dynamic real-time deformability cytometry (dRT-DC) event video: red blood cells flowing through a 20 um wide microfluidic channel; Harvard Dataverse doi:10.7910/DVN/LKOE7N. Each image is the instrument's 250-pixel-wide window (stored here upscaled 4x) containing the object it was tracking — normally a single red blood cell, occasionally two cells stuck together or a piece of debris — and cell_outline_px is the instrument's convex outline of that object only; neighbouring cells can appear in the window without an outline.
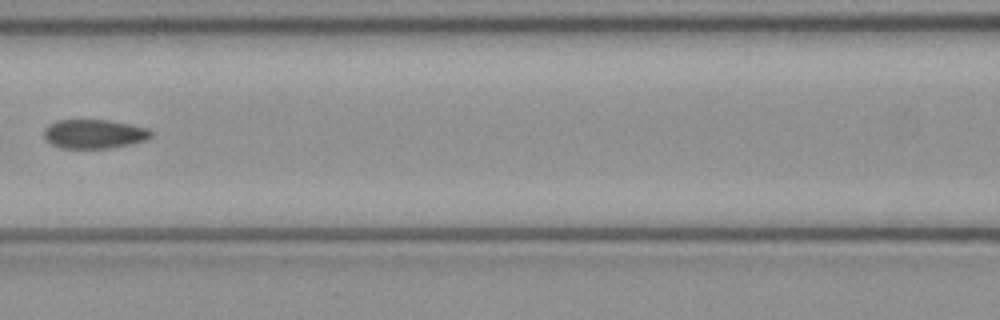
{"species": "common noctule bat (a hibernating species)", "species_latin": "Nyctalus noctula", "temperature_condition": "cold", "stored_images_in_passage": 7, "camera_frame_rate_fps": 3000, "um_per_image_px": 0.085, "animal": {"sex": "female", "body_mass_g": 21.9}, "frame": {"image": 1, "passage_image": 7, "time_ms": 2.0, "image_size_px": [1000, 320], "cell_outline_px": [[152, 136], [144, 140], [128, 144], [108, 148], [60, 148], [44, 140], [44, 128], [48, 124], [56, 120], [108, 120], [148, 128], [152, 132]], "centroid_in_image_um": [7.94, 11.38], "position_along_channel_um": 158.7, "area_um2": 18.09}}